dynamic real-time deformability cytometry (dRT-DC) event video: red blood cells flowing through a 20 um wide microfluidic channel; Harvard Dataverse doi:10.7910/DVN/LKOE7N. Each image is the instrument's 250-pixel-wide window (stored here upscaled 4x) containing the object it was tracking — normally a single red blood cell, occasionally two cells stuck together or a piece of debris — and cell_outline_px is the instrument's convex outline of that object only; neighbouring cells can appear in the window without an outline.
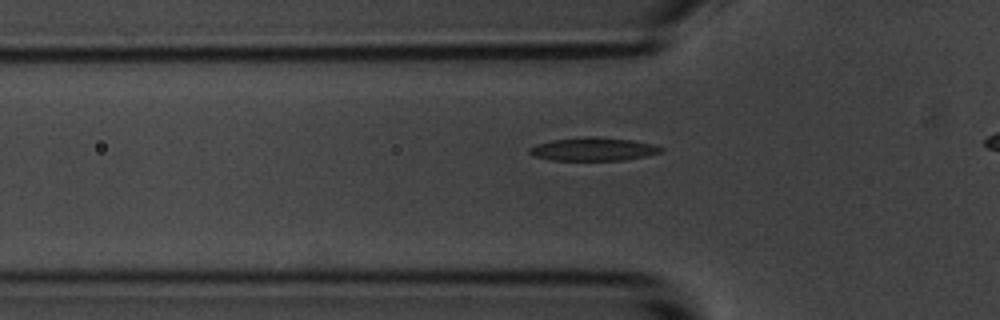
{"species": "common noctule bat (a hibernating species)", "species_latin": "Nyctalus noctula", "temperature_condition": "room temperature", "stored_images_in_passage": 39, "camera_frame_rate_fps": 3000, "um_per_image_px": 0.085, "animal": {"sex": "male", "body_mass_g": 20.1, "forearm_length_mm": 53.5}, "frame": {"image": 1, "passage_image": 11, "time_ms": 3.333, "image_size_px": [1000, 320], "cell_outline_px": [[664, 148], [660, 152], [644, 156], [624, 160], [552, 160], [536, 156], [528, 152], [528, 148], [552, 140], [632, 140], [656, 144]], "centroid_in_image_um": [50.48, 12.74], "position_along_channel_um": 75.3, "area_um2": 16.42}}
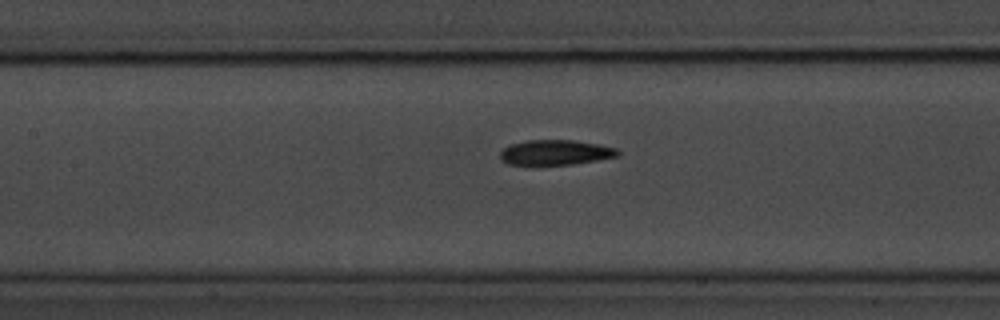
{"frame": {"image": 2, "passage_image": 18, "time_ms": 5.667, "image_size_px": [1000, 320], "cell_outline_px": [[620, 156], [572, 164], [532, 168], [508, 164], [500, 160], [500, 152], [504, 148], [512, 144], [528, 140], [572, 140], [596, 144], [616, 148], [620, 152]], "centroid_in_image_um": [47.13, 13.01], "position_along_channel_um": 160.3, "area_um2": 17.86}}
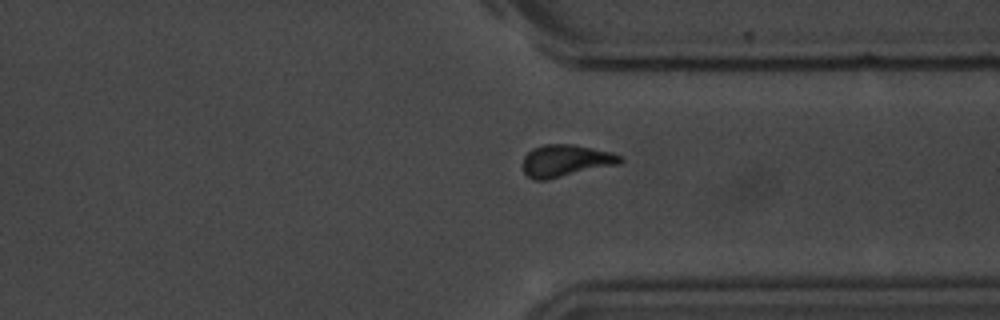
{"frame": {"image": 3, "passage_image": 35, "time_ms": 11.333, "image_size_px": [1000, 320], "cell_outline_px": [[624, 160], [620, 164], [548, 180], [532, 180], [524, 172], [524, 156], [532, 148], [544, 144], [572, 144], [612, 152], [620, 156]], "centroid_in_image_um": [48.09, 13.67], "position_along_channel_um": 363.3, "area_um2": 18.32}}